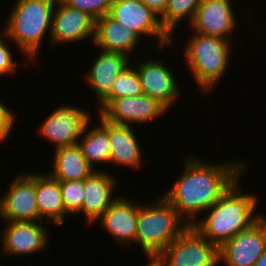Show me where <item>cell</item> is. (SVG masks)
<instances>
[{
    "instance_id": "83f0119b",
    "label": "cell",
    "mask_w": 266,
    "mask_h": 266,
    "mask_svg": "<svg viewBox=\"0 0 266 266\" xmlns=\"http://www.w3.org/2000/svg\"><path fill=\"white\" fill-rule=\"evenodd\" d=\"M2 31V32H1ZM0 33V76L5 77V75H13L15 71L17 70L16 67L18 66V63H16V60L13 59L14 53L11 51V48L9 47L11 40L7 35L1 30ZM8 43L6 42V40ZM10 40V42H9Z\"/></svg>"
},
{
    "instance_id": "5b68a950",
    "label": "cell",
    "mask_w": 266,
    "mask_h": 266,
    "mask_svg": "<svg viewBox=\"0 0 266 266\" xmlns=\"http://www.w3.org/2000/svg\"><path fill=\"white\" fill-rule=\"evenodd\" d=\"M185 63L191 72L195 83L203 92L215 90L216 84L221 81L231 59V42L217 37L193 32L186 41ZM189 65V66H188Z\"/></svg>"
},
{
    "instance_id": "4dcf8cb0",
    "label": "cell",
    "mask_w": 266,
    "mask_h": 266,
    "mask_svg": "<svg viewBox=\"0 0 266 266\" xmlns=\"http://www.w3.org/2000/svg\"><path fill=\"white\" fill-rule=\"evenodd\" d=\"M253 266H266V250L261 254Z\"/></svg>"
},
{
    "instance_id": "9a60e30c",
    "label": "cell",
    "mask_w": 266,
    "mask_h": 266,
    "mask_svg": "<svg viewBox=\"0 0 266 266\" xmlns=\"http://www.w3.org/2000/svg\"><path fill=\"white\" fill-rule=\"evenodd\" d=\"M231 0H202L192 23L193 31L203 35L217 36L230 41L237 27V17Z\"/></svg>"
},
{
    "instance_id": "4fadbf2b",
    "label": "cell",
    "mask_w": 266,
    "mask_h": 266,
    "mask_svg": "<svg viewBox=\"0 0 266 266\" xmlns=\"http://www.w3.org/2000/svg\"><path fill=\"white\" fill-rule=\"evenodd\" d=\"M6 228L2 229V256L32 255L46 250L48 232L42 221L9 222L5 221ZM42 224V225H41Z\"/></svg>"
},
{
    "instance_id": "ba28073f",
    "label": "cell",
    "mask_w": 266,
    "mask_h": 266,
    "mask_svg": "<svg viewBox=\"0 0 266 266\" xmlns=\"http://www.w3.org/2000/svg\"><path fill=\"white\" fill-rule=\"evenodd\" d=\"M98 109L96 112L106 121L131 126L150 123L168 112L162 104L146 94L105 100Z\"/></svg>"
},
{
    "instance_id": "603a6c76",
    "label": "cell",
    "mask_w": 266,
    "mask_h": 266,
    "mask_svg": "<svg viewBox=\"0 0 266 266\" xmlns=\"http://www.w3.org/2000/svg\"><path fill=\"white\" fill-rule=\"evenodd\" d=\"M99 124L90 127L89 121L78 141V146L81 149L82 155L87 163L94 169V165L110 164L111 143L108 139V121H106L99 113ZM100 163V164H99ZM103 163V164H102Z\"/></svg>"
},
{
    "instance_id": "d4e9b609",
    "label": "cell",
    "mask_w": 266,
    "mask_h": 266,
    "mask_svg": "<svg viewBox=\"0 0 266 266\" xmlns=\"http://www.w3.org/2000/svg\"><path fill=\"white\" fill-rule=\"evenodd\" d=\"M143 94L141 81L134 65L130 64L116 78L112 93L106 100H115L121 97H136Z\"/></svg>"
},
{
    "instance_id": "4316f807",
    "label": "cell",
    "mask_w": 266,
    "mask_h": 266,
    "mask_svg": "<svg viewBox=\"0 0 266 266\" xmlns=\"http://www.w3.org/2000/svg\"><path fill=\"white\" fill-rule=\"evenodd\" d=\"M65 5L88 13L95 20L109 14L113 0H60Z\"/></svg>"
},
{
    "instance_id": "2e32d148",
    "label": "cell",
    "mask_w": 266,
    "mask_h": 266,
    "mask_svg": "<svg viewBox=\"0 0 266 266\" xmlns=\"http://www.w3.org/2000/svg\"><path fill=\"white\" fill-rule=\"evenodd\" d=\"M117 177L105 170H95L84 180V200L82 208L75 214L84 215L87 224L95 223L120 195L114 192ZM84 213V214H83Z\"/></svg>"
},
{
    "instance_id": "277c9868",
    "label": "cell",
    "mask_w": 266,
    "mask_h": 266,
    "mask_svg": "<svg viewBox=\"0 0 266 266\" xmlns=\"http://www.w3.org/2000/svg\"><path fill=\"white\" fill-rule=\"evenodd\" d=\"M160 197L150 205L138 203L135 244L141 245L147 258H156L190 226L163 196Z\"/></svg>"
},
{
    "instance_id": "e0dca14e",
    "label": "cell",
    "mask_w": 266,
    "mask_h": 266,
    "mask_svg": "<svg viewBox=\"0 0 266 266\" xmlns=\"http://www.w3.org/2000/svg\"><path fill=\"white\" fill-rule=\"evenodd\" d=\"M130 57L116 52L100 51L85 76L87 84L101 105L112 93L116 78L131 63Z\"/></svg>"
},
{
    "instance_id": "ac0fdd59",
    "label": "cell",
    "mask_w": 266,
    "mask_h": 266,
    "mask_svg": "<svg viewBox=\"0 0 266 266\" xmlns=\"http://www.w3.org/2000/svg\"><path fill=\"white\" fill-rule=\"evenodd\" d=\"M138 220V204L128 198H119L110 205L103 215L96 221L101 228L112 235L118 245L123 247L135 244ZM128 244V245H127ZM125 245V246H124Z\"/></svg>"
},
{
    "instance_id": "f1b7e54d",
    "label": "cell",
    "mask_w": 266,
    "mask_h": 266,
    "mask_svg": "<svg viewBox=\"0 0 266 266\" xmlns=\"http://www.w3.org/2000/svg\"><path fill=\"white\" fill-rule=\"evenodd\" d=\"M3 103V101H0V142H5L8 139L9 134L11 135L12 127H14L13 124L16 121L14 120L16 119L14 111Z\"/></svg>"
},
{
    "instance_id": "52a82bcc",
    "label": "cell",
    "mask_w": 266,
    "mask_h": 266,
    "mask_svg": "<svg viewBox=\"0 0 266 266\" xmlns=\"http://www.w3.org/2000/svg\"><path fill=\"white\" fill-rule=\"evenodd\" d=\"M108 15L141 38L143 35L158 38L160 50L173 45L172 38L161 26L159 15L141 0H113Z\"/></svg>"
},
{
    "instance_id": "7a4b0ae2",
    "label": "cell",
    "mask_w": 266,
    "mask_h": 266,
    "mask_svg": "<svg viewBox=\"0 0 266 266\" xmlns=\"http://www.w3.org/2000/svg\"><path fill=\"white\" fill-rule=\"evenodd\" d=\"M239 178L192 226L210 243L220 248L240 232L250 228L263 215L257 211L258 196L242 193ZM241 186V187H240ZM258 214V215H257Z\"/></svg>"
},
{
    "instance_id": "484cf974",
    "label": "cell",
    "mask_w": 266,
    "mask_h": 266,
    "mask_svg": "<svg viewBox=\"0 0 266 266\" xmlns=\"http://www.w3.org/2000/svg\"><path fill=\"white\" fill-rule=\"evenodd\" d=\"M62 201L69 214H76L83 205L84 180L60 182Z\"/></svg>"
},
{
    "instance_id": "8992f818",
    "label": "cell",
    "mask_w": 266,
    "mask_h": 266,
    "mask_svg": "<svg viewBox=\"0 0 266 266\" xmlns=\"http://www.w3.org/2000/svg\"><path fill=\"white\" fill-rule=\"evenodd\" d=\"M163 266H218L219 248L192 225L157 257Z\"/></svg>"
},
{
    "instance_id": "44dd1931",
    "label": "cell",
    "mask_w": 266,
    "mask_h": 266,
    "mask_svg": "<svg viewBox=\"0 0 266 266\" xmlns=\"http://www.w3.org/2000/svg\"><path fill=\"white\" fill-rule=\"evenodd\" d=\"M35 192L39 221L57 226L64 224L68 213L64 207L60 182L45 172H35Z\"/></svg>"
},
{
    "instance_id": "7c38bea8",
    "label": "cell",
    "mask_w": 266,
    "mask_h": 266,
    "mask_svg": "<svg viewBox=\"0 0 266 266\" xmlns=\"http://www.w3.org/2000/svg\"><path fill=\"white\" fill-rule=\"evenodd\" d=\"M95 34V19L88 13L69 7L60 0L56 1L53 11L50 43L73 44L82 40L91 39L93 43Z\"/></svg>"
},
{
    "instance_id": "7402d4cb",
    "label": "cell",
    "mask_w": 266,
    "mask_h": 266,
    "mask_svg": "<svg viewBox=\"0 0 266 266\" xmlns=\"http://www.w3.org/2000/svg\"><path fill=\"white\" fill-rule=\"evenodd\" d=\"M53 152V171L48 174L59 182L85 180L95 171L87 163L78 144L59 147Z\"/></svg>"
},
{
    "instance_id": "9c48e42d",
    "label": "cell",
    "mask_w": 266,
    "mask_h": 266,
    "mask_svg": "<svg viewBox=\"0 0 266 266\" xmlns=\"http://www.w3.org/2000/svg\"><path fill=\"white\" fill-rule=\"evenodd\" d=\"M90 116L83 108L63 104L47 116L39 126L38 134L53 144L54 149L76 145L91 119Z\"/></svg>"
},
{
    "instance_id": "3957f363",
    "label": "cell",
    "mask_w": 266,
    "mask_h": 266,
    "mask_svg": "<svg viewBox=\"0 0 266 266\" xmlns=\"http://www.w3.org/2000/svg\"><path fill=\"white\" fill-rule=\"evenodd\" d=\"M57 0H16L7 15L3 32L12 44L34 63L47 31L51 33L53 11Z\"/></svg>"
},
{
    "instance_id": "8fae6325",
    "label": "cell",
    "mask_w": 266,
    "mask_h": 266,
    "mask_svg": "<svg viewBox=\"0 0 266 266\" xmlns=\"http://www.w3.org/2000/svg\"><path fill=\"white\" fill-rule=\"evenodd\" d=\"M266 215L219 248V261L226 266H253L266 250Z\"/></svg>"
},
{
    "instance_id": "1f68e13d",
    "label": "cell",
    "mask_w": 266,
    "mask_h": 266,
    "mask_svg": "<svg viewBox=\"0 0 266 266\" xmlns=\"http://www.w3.org/2000/svg\"><path fill=\"white\" fill-rule=\"evenodd\" d=\"M148 260L149 262L146 266H163L157 258H148L147 261Z\"/></svg>"
},
{
    "instance_id": "d6986e66",
    "label": "cell",
    "mask_w": 266,
    "mask_h": 266,
    "mask_svg": "<svg viewBox=\"0 0 266 266\" xmlns=\"http://www.w3.org/2000/svg\"><path fill=\"white\" fill-rule=\"evenodd\" d=\"M141 37L125 25L111 18L108 14L95 20L94 47L128 55L135 52ZM130 54V55H129Z\"/></svg>"
},
{
    "instance_id": "f546056e",
    "label": "cell",
    "mask_w": 266,
    "mask_h": 266,
    "mask_svg": "<svg viewBox=\"0 0 266 266\" xmlns=\"http://www.w3.org/2000/svg\"><path fill=\"white\" fill-rule=\"evenodd\" d=\"M146 6L151 8L159 16L163 13L169 0H141Z\"/></svg>"
},
{
    "instance_id": "cb8c5ba5",
    "label": "cell",
    "mask_w": 266,
    "mask_h": 266,
    "mask_svg": "<svg viewBox=\"0 0 266 266\" xmlns=\"http://www.w3.org/2000/svg\"><path fill=\"white\" fill-rule=\"evenodd\" d=\"M202 0H169L163 13L159 16L162 28L173 39V34L180 22L187 20V24H191L196 10ZM187 18V19H186ZM180 23V24H179Z\"/></svg>"
},
{
    "instance_id": "ffe728a7",
    "label": "cell",
    "mask_w": 266,
    "mask_h": 266,
    "mask_svg": "<svg viewBox=\"0 0 266 266\" xmlns=\"http://www.w3.org/2000/svg\"><path fill=\"white\" fill-rule=\"evenodd\" d=\"M108 139L111 143L110 163L130 167L142 166V148L131 125H118L108 121Z\"/></svg>"
},
{
    "instance_id": "30bf717a",
    "label": "cell",
    "mask_w": 266,
    "mask_h": 266,
    "mask_svg": "<svg viewBox=\"0 0 266 266\" xmlns=\"http://www.w3.org/2000/svg\"><path fill=\"white\" fill-rule=\"evenodd\" d=\"M27 173V174H26ZM13 177L7 192L0 198V219L9 222L39 221L35 192V172Z\"/></svg>"
},
{
    "instance_id": "5bb4252c",
    "label": "cell",
    "mask_w": 266,
    "mask_h": 266,
    "mask_svg": "<svg viewBox=\"0 0 266 266\" xmlns=\"http://www.w3.org/2000/svg\"><path fill=\"white\" fill-rule=\"evenodd\" d=\"M145 59L136 68L143 94L150 96L162 104L167 110L177 102L180 95L179 84L175 74L159 59Z\"/></svg>"
},
{
    "instance_id": "6da1fadb",
    "label": "cell",
    "mask_w": 266,
    "mask_h": 266,
    "mask_svg": "<svg viewBox=\"0 0 266 266\" xmlns=\"http://www.w3.org/2000/svg\"><path fill=\"white\" fill-rule=\"evenodd\" d=\"M191 155L186 154L181 176L162 195L190 226L199 214L202 216L203 211L216 204L247 169L241 160L210 163Z\"/></svg>"
}]
</instances>
